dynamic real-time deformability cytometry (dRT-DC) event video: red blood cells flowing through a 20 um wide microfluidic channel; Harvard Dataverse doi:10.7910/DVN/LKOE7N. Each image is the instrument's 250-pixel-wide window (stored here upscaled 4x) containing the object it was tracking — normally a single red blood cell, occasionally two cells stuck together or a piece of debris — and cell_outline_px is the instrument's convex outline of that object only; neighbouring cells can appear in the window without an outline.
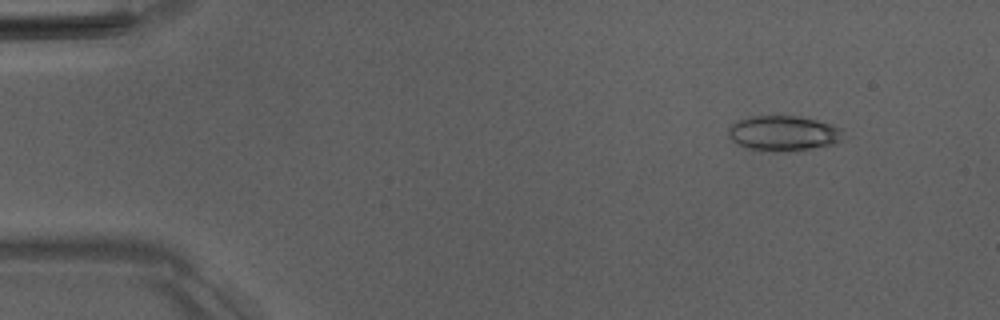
{"species": "Egyptian fruit bat (a non-hibernating species)", "species_latin": "Rousettus aegyptiacus", "temperature_condition": "room temperature", "stored_images_in_passage": 52, "camera_frame_rate_fps": 3000, "um_per_image_px": 0.085, "animal": {"sex": "male"}, "frame": {"image": 1, "passage_image": 6, "time_ms": 1.667, "image_size_px": [1000, 320], "cell_outline_px": [[840, 140], [832, 144], [784, 152], [772, 152], [748, 148], [736, 144], [728, 136], [728, 128], [732, 124], [740, 120], [752, 116], [796, 116], [816, 120], [840, 128]], "centroid_in_image_um": [66.5, 11.34], "position_along_channel_um": 18.5, "area_um2": 23.12}}
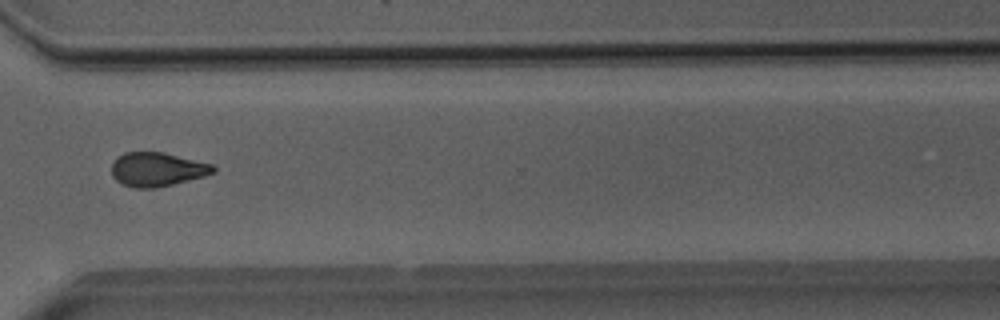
{"frame": {"image": 2, "passage_image": 39, "time_ms": 12.667, "image_size_px": [1000, 320], "cell_outline_px": [[216, 172], [204, 176], [156, 188], [136, 188], [120, 184], [112, 176], [112, 164], [116, 156], [124, 152], [164, 152], [212, 164], [216, 168]], "centroid_in_image_um": [13.33, 14.39], "position_along_channel_um": 357.3, "area_um2": 20.23}}
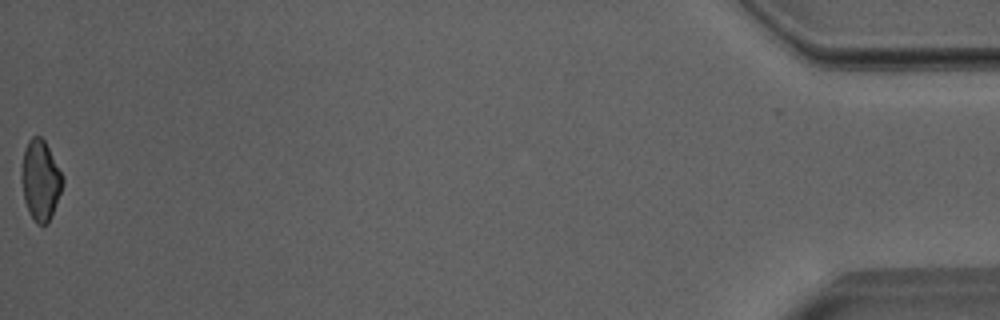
{"frame": {"image": 3, "passage_image": 52, "time_ms": 17.0, "image_size_px": [1000, 320], "cell_outline_px": [[64, 184], [48, 224], [36, 224], [24, 200], [20, 180], [20, 176], [24, 148], [28, 140], [32, 136], [40, 136], [44, 140], [64, 176]], "centroid_in_image_um": [3.43, 15.3], "position_along_channel_um": 431.8, "area_um2": 19.36}, "authors_computed_cell_mechanics": {"area_um2": 20.7213, "velocity_mm_per_s": 4.0239, "shape_relaxation_time_tau1_ms": 7.8972, "shape_relaxation_time_tau2_ms": 3.3335, "deformation_change_tau1": 0.1626, "deformation_change_tau2": 0.1106}}